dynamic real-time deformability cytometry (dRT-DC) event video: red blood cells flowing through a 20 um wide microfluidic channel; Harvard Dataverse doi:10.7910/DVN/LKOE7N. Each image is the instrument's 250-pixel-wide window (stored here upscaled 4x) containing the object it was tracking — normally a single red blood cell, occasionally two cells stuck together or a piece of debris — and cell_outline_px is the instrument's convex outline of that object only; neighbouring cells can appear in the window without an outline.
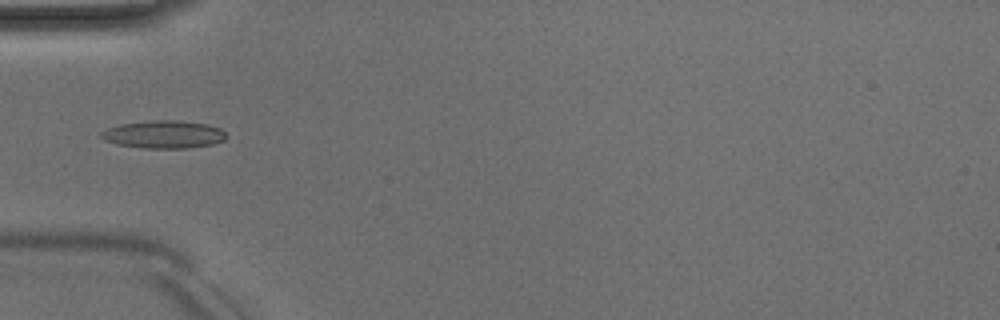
{"species": "Egyptian fruit bat (a non-hibernating species)", "species_latin": "Rousettus aegyptiacus", "temperature_condition": "room temperature", "stored_images_in_passage": 28, "camera_frame_rate_fps": 3000, "um_per_image_px": 0.085, "animal": {"sex": "male"}, "frame": {"image": 1, "passage_image": 1, "time_ms": 0.0, "image_size_px": [1000, 320], "cell_outline_px": [[228, 136], [224, 140], [212, 144], [188, 148], [144, 148], [116, 144], [104, 140], [100, 136], [100, 132], [108, 128], [120, 124], [152, 120], [180, 120], [208, 124], [220, 128]], "centroid_in_image_um": [13.92, 11.42], "position_along_channel_um": 71.1, "area_um2": 20.35}}
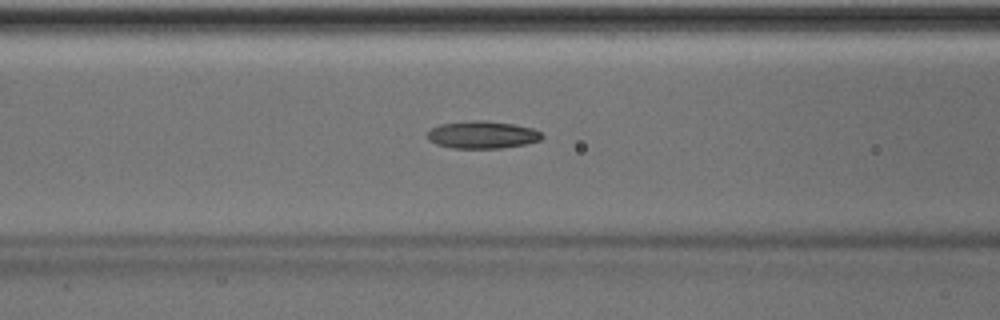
{"frame": {"image": 2, "passage_image": 5, "time_ms": 1.333, "image_size_px": [1000, 320], "cell_outline_px": [[544, 136], [540, 140], [524, 144], [500, 148], [452, 148], [436, 144], [428, 140], [428, 132], [432, 128], [440, 124], [472, 120], [488, 120], [512, 124], [532, 128], [540, 132]], "centroid_in_image_um": [40.98, 11.45], "position_along_channel_um": 125.6, "area_um2": 18.26}}
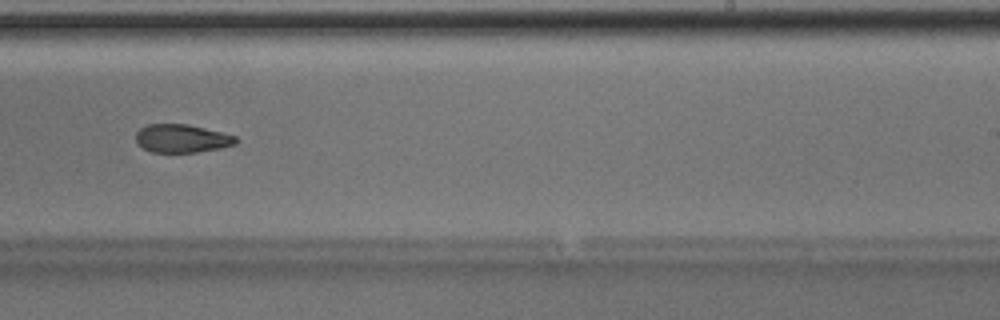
{"frame": {"image": 3, "passage_image": 16, "time_ms": 5.0, "image_size_px": [1000, 320], "cell_outline_px": [[240, 140], [236, 144], [220, 148], [196, 152], [152, 152], [144, 148], [136, 140], [136, 132], [140, 128], [148, 124], [188, 124], [236, 136]], "centroid_in_image_um": [15.48, 11.76], "position_along_channel_um": 273.5, "area_um2": 16.36}, "authors_computed_cell_mechanics": {"area_um2": 17.4845, "velocity_mm_per_s": 4.0427, "shape_relaxation_time_tau1_ms": 6.9417, "shape_relaxation_time_tau2_ms": 5.0329, "deformation_change_tau1": 0.1535, "deformation_change_tau2": 0.1329}}